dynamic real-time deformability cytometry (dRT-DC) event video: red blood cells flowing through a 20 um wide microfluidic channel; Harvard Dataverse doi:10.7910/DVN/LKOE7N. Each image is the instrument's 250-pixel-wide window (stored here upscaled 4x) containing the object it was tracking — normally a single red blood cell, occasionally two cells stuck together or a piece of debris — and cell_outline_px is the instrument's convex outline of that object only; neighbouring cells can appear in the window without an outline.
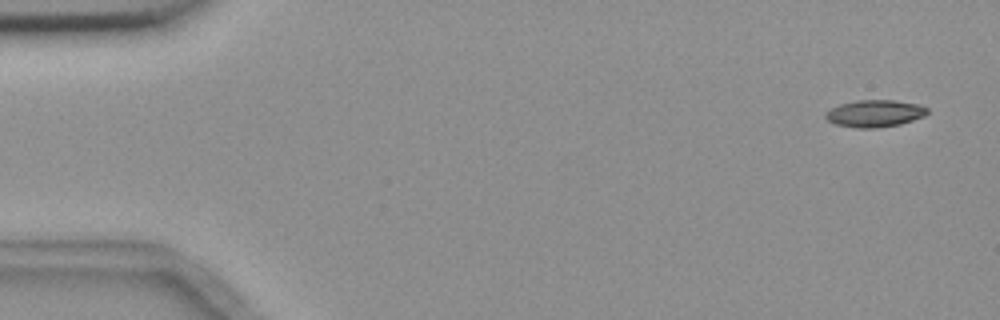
{"species": "common noctule bat (a hibernating species)", "species_latin": "Nyctalus noctula", "temperature_condition": "room temperature", "stored_images_in_passage": 4, "camera_frame_rate_fps": 3000, "um_per_image_px": 0.085, "animal": {"sex": "female", "body_mass_g": 18.4}, "frame": {"image": 1, "passage_image": 1, "time_ms": 0.0, "image_size_px": [1000, 320], "cell_outline_px": [[928, 112], [924, 116], [900, 124], [876, 128], [856, 128], [836, 124], [828, 120], [824, 116], [824, 112], [840, 104], [856, 100], [896, 100], [920, 104], [928, 108]], "centroid_in_image_um": [74.36, 9.63], "position_along_channel_um": 10.6, "area_um2": 16.13}}
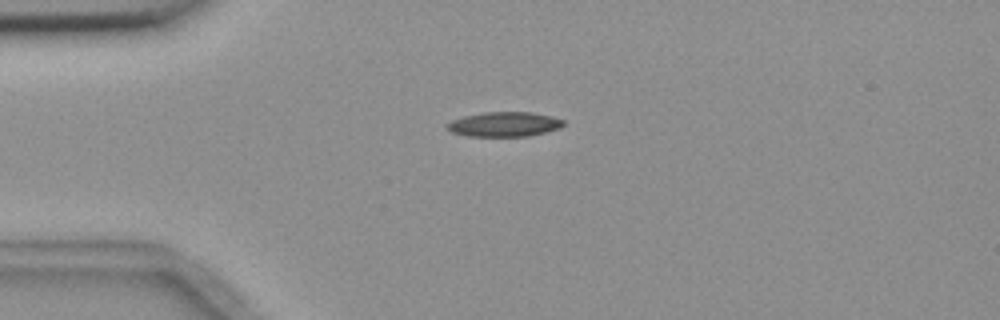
{"frame": {"image": 2, "passage_image": 3, "time_ms": 3.667, "image_size_px": [1000, 320], "cell_outline_px": [[564, 124], [560, 128], [528, 136], [468, 136], [452, 132], [444, 128], [444, 124], [452, 120], [464, 116], [484, 112], [532, 112], [552, 116], [564, 120]], "centroid_in_image_um": [42.83, 10.56], "position_along_channel_um": 42.2, "area_um2": 16.82}}